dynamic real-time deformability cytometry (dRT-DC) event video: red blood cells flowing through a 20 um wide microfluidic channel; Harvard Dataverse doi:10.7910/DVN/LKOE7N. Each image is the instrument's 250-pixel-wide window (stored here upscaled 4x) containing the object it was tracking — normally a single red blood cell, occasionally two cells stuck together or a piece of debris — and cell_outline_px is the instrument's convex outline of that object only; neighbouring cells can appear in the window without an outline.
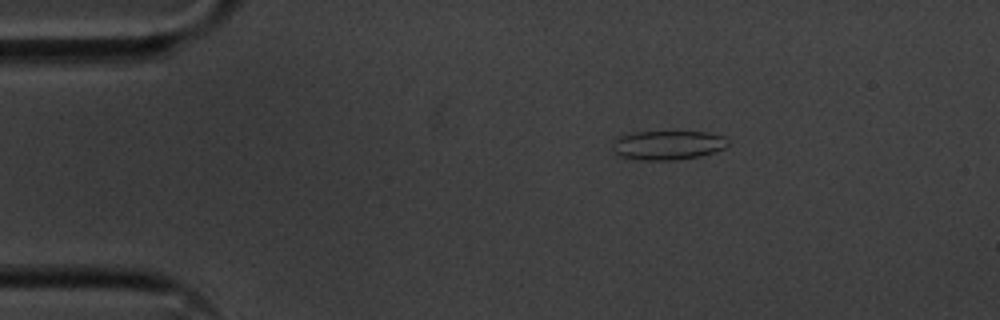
{"species": "common noctule bat (a hibernating species)", "species_latin": "Nyctalus noctula", "temperature_condition": "cold", "stored_images_in_passage": 2, "camera_frame_rate_fps": 3000, "um_per_image_px": 0.085, "animal": {"sex": "male", "body_mass_g": 20.1, "forearm_length_mm": 53.5}, "frame": {"image": 1, "passage_image": 2, "time_ms": 0.333, "image_size_px": [1000, 320], "cell_outline_px": [[728, 144], [724, 148], [716, 152], [700, 156], [672, 160], [636, 160], [620, 156], [612, 152], [616, 136], [636, 132], [708, 132], [724, 136], [728, 140]], "centroid_in_image_um": [56.75, 12.34], "position_along_channel_um": 28.2, "area_um2": 19.77}}